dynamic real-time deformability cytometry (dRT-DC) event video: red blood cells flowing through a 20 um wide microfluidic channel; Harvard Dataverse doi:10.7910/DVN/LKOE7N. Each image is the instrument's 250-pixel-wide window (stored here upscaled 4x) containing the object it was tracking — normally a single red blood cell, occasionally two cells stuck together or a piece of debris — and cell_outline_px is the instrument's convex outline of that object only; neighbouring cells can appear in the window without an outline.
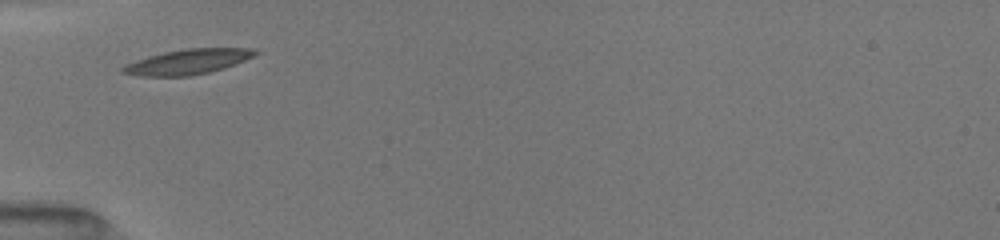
{"species": "common noctule bat (a hibernating species)", "species_latin": "Nyctalus noctula", "temperature_condition": "room temperature", "stored_images_in_passage": 2, "camera_frame_rate_fps": 3000, "um_per_image_px": 0.085, "animal": {"sex": "female", "body_mass_g": 19.5, "forearm_length_mm": 54.1}, "frame": {"image": 1, "passage_image": 1, "time_ms": 0.0, "image_size_px": [1000, 240], "cell_outline_px": [[260, 52], [244, 60], [224, 68], [208, 72], [188, 76], [140, 76], [120, 72], [120, 68], [124, 64], [148, 56], [164, 52], [184, 48], [256, 48]], "centroid_in_image_um": [15.93, 5.24], "position_along_channel_um": 69.1, "area_um2": 19.36}}